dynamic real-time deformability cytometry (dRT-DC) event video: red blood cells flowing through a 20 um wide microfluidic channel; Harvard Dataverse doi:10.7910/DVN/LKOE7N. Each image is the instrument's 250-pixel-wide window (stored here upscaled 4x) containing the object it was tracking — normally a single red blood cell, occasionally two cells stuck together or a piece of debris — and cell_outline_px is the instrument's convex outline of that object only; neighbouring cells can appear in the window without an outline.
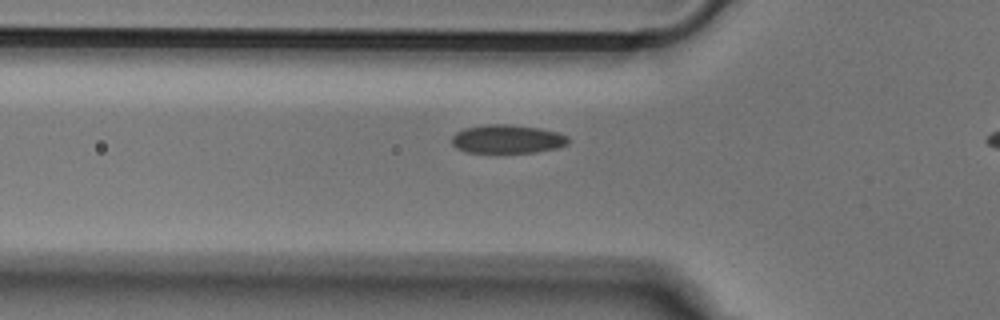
{"species": "Egyptian fruit bat (a non-hibernating species)", "species_latin": "Rousettus aegyptiacus", "temperature_condition": "cold", "stored_images_in_passage": 35, "camera_frame_rate_fps": 3000, "um_per_image_px": 0.085, "animal": {"sex": "male"}, "frame": {"image": 1, "passage_image": 7, "time_ms": 2.0, "image_size_px": [1000, 320], "cell_outline_px": [[568, 144], [556, 148], [536, 152], [468, 152], [456, 148], [452, 144], [452, 136], [456, 132], [464, 128], [488, 124], [508, 124], [540, 128], [556, 132], [568, 136]], "centroid_in_image_um": [43.11, 11.81], "position_along_channel_um": 82.7, "area_um2": 19.31}}
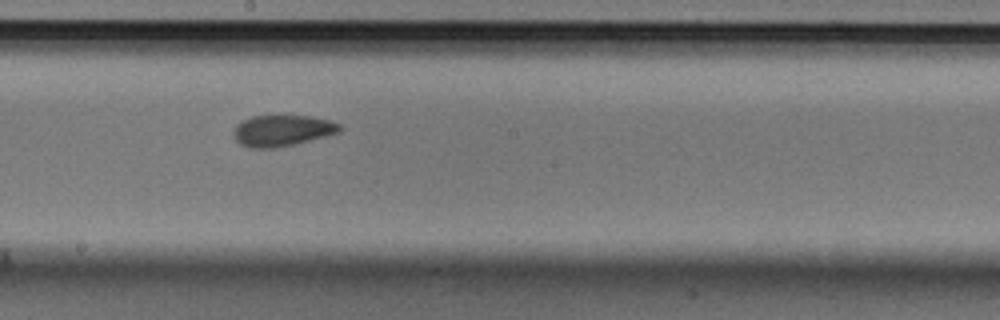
{"frame": {"image": 2, "passage_image": 18, "time_ms": 5.667, "image_size_px": [1000, 320], "cell_outline_px": [[340, 132], [296, 144], [272, 148], [248, 148], [240, 144], [236, 140], [232, 132], [232, 128], [240, 120], [252, 116], [276, 112], [280, 112], [312, 116], [328, 120], [340, 124]], "centroid_in_image_um": [23.92, 11.04], "position_along_channel_um": 224.3, "area_um2": 20.35}}
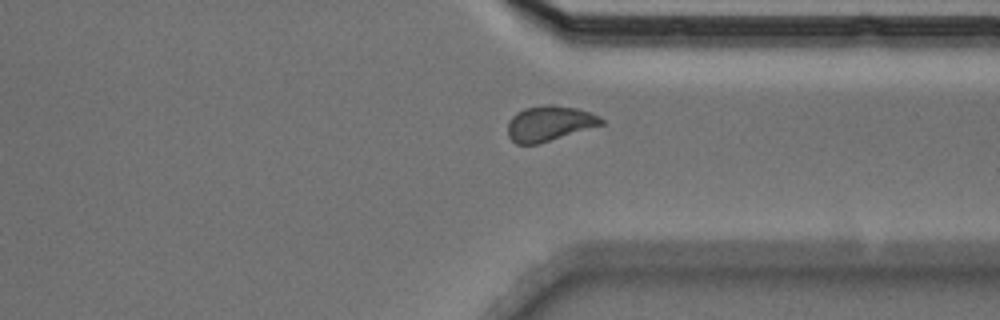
{"frame": {"image": 3, "passage_image": 29, "time_ms": 9.333, "image_size_px": [1000, 320], "cell_outline_px": [[604, 124], [536, 144], [516, 144], [508, 136], [508, 120], [516, 112], [524, 108], [548, 104], [552, 104], [576, 108], [600, 116], [604, 120]], "centroid_in_image_um": [46.67, 10.48], "position_along_channel_um": 364.7, "area_um2": 19.07}}